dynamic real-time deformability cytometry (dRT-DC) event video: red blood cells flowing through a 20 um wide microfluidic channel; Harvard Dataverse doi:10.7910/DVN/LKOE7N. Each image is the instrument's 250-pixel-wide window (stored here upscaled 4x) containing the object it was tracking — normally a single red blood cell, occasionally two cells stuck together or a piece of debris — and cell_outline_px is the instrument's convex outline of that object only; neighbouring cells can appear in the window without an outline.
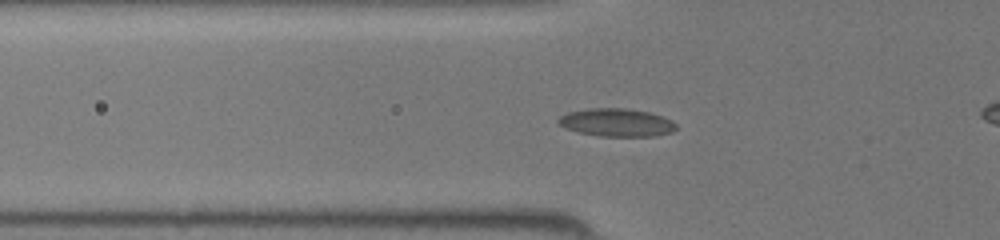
{"species": "common noctule bat (a hibernating species)", "species_latin": "Nyctalus noctula", "temperature_condition": "room temperature", "stored_images_in_passage": 47, "camera_frame_rate_fps": 3000, "um_per_image_px": 0.085, "animal": {"sex": "female", "body_mass_g": 19.5, "forearm_length_mm": 54.1}, "frame": {"image": 1, "passage_image": 17, "time_ms": 5.333, "image_size_px": [1000, 240], "cell_outline_px": [[676, 128], [672, 132], [656, 136], [600, 136], [580, 132], [564, 128], [556, 120], [560, 116], [568, 112], [588, 108], [628, 108], [648, 112], [672, 120], [676, 124]], "centroid_in_image_um": [52.4, 10.41], "position_along_channel_um": 73.4, "area_um2": 19.19}}
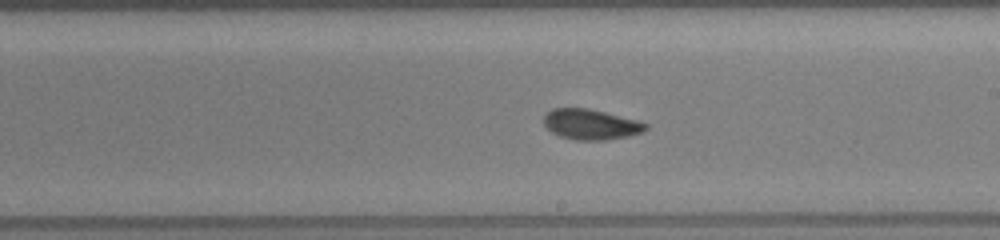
{"frame": {"image": 2, "passage_image": 28, "time_ms": 9.0, "image_size_px": [1000, 240], "cell_outline_px": [[648, 128], [644, 132], [628, 136], [604, 140], [576, 140], [560, 136], [552, 132], [544, 124], [544, 116], [552, 108], [588, 108], [636, 120], [648, 124]], "centroid_in_image_um": [50.23, 10.57], "position_along_channel_um": 238.8, "area_um2": 17.92}}
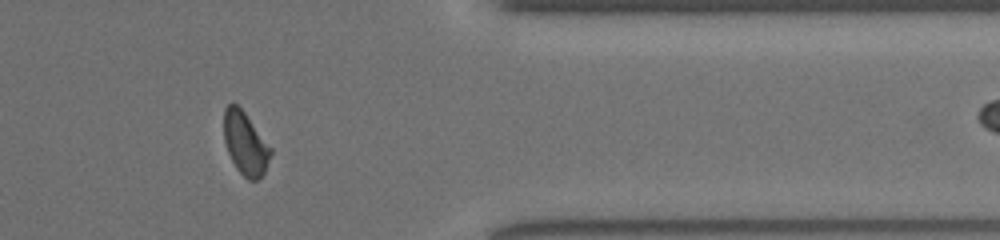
{"frame": {"image": 3, "passage_image": 39, "time_ms": 12.667, "image_size_px": [1000, 240], "cell_outline_px": [[272, 152], [264, 172], [260, 180], [248, 180], [236, 168], [228, 152], [224, 140], [224, 108], [228, 104], [236, 104], [244, 112], [272, 148]], "centroid_in_image_um": [20.85, 12.21], "position_along_channel_um": 390.5, "area_um2": 16.99}}